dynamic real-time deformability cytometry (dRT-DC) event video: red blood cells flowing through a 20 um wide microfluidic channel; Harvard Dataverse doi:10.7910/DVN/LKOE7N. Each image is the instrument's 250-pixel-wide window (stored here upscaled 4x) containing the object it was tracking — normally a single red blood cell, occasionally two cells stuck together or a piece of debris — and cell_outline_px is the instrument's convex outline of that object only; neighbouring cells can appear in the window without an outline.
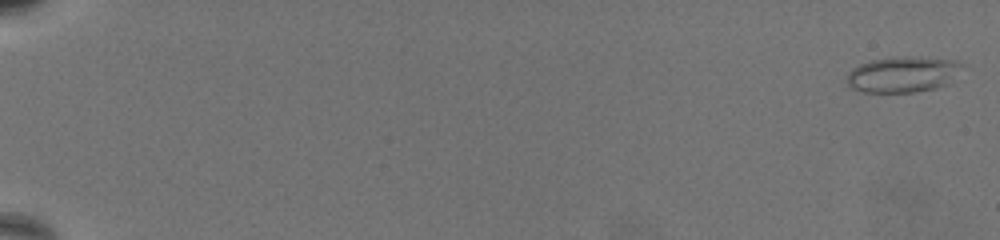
{"species": "common noctule bat (a hibernating species)", "species_latin": "Nyctalus noctula", "temperature_condition": "warm", "stored_images_in_passage": 69, "camera_frame_rate_fps": 3000, "um_per_image_px": 0.085, "animal": {"sex": "female", "body_mass_g": 19.5, "forearm_length_mm": 54.1}, "frame": {"image": 1, "passage_image": 2, "time_ms": 0.333, "image_size_px": [1000, 240], "cell_outline_px": [[960, 64], [948, 84], [932, 88], [912, 92], [864, 92], [852, 88], [848, 84], [848, 72], [852, 68], [860, 64], [872, 60], [900, 56], [956, 60]], "centroid_in_image_um": [76.65, 6.32], "position_along_channel_um": 8.3, "area_um2": 23.35}}
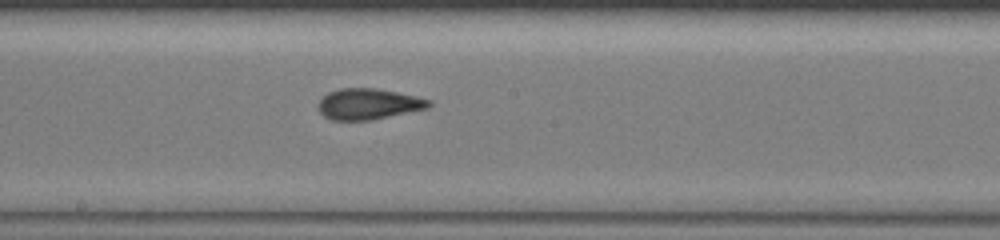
{"frame": {"image": 2, "passage_image": 42, "time_ms": 13.667, "image_size_px": [1000, 240], "cell_outline_px": [[432, 104], [428, 108], [372, 120], [332, 120], [324, 116], [320, 112], [320, 100], [328, 92], [340, 88], [376, 88], [416, 96], [432, 100]], "centroid_in_image_um": [31.35, 8.84], "position_along_channel_um": 216.9, "area_um2": 19.83}}
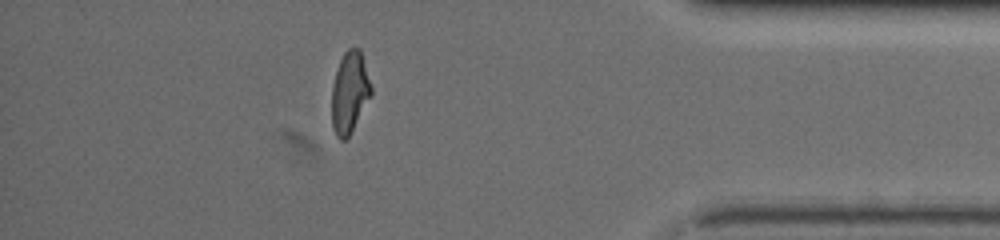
{"frame": {"image": 3, "passage_image": 62, "time_ms": 20.333, "image_size_px": [1000, 240], "cell_outline_px": [[372, 92], [348, 136], [344, 140], [340, 140], [336, 136], [332, 128], [332, 84], [340, 60], [344, 52], [348, 48], [360, 48], [372, 88]], "centroid_in_image_um": [29.7, 7.83], "position_along_channel_um": 405.5, "area_um2": 18.32}, "authors_computed_cell_mechanics": {"area_um2": 19.5364, "velocity_mm_per_s": 3.2456, "shape_relaxation_time_tau1_ms": null, "shape_relaxation_time_tau2_ms": 1.5672, "deformation_change_tau1": null, "deformation_change_tau2": 0.0918}}